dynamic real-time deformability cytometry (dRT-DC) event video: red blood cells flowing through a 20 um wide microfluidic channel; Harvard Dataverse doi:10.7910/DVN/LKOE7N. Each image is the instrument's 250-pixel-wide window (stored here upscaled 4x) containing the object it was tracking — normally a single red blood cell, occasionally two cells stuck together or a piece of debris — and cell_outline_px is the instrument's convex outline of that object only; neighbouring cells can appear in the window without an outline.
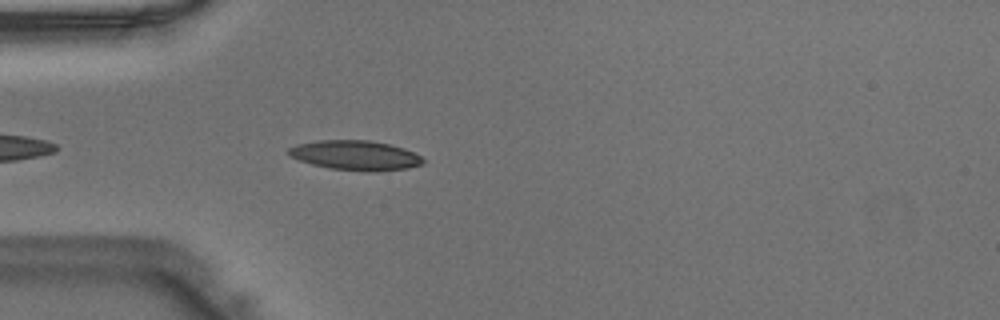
{"species": "Egyptian fruit bat (a non-hibernating species)", "species_latin": "Rousettus aegyptiacus", "temperature_condition": "warm", "stored_images_in_passage": 7, "camera_frame_rate_fps": 3000, "um_per_image_px": 0.085, "animal": {"sex": "male"}, "frame": {"image": 1, "passage_image": 3, "time_ms": 0.667, "image_size_px": [1000, 320], "cell_outline_px": [[424, 164], [408, 168], [328, 168], [312, 164], [288, 156], [284, 152], [288, 148], [296, 144], [316, 140], [368, 140], [388, 144], [404, 148], [420, 156], [424, 160]], "centroid_in_image_um": [30.09, 13.14], "position_along_channel_um": 54.9, "area_um2": 22.25}}